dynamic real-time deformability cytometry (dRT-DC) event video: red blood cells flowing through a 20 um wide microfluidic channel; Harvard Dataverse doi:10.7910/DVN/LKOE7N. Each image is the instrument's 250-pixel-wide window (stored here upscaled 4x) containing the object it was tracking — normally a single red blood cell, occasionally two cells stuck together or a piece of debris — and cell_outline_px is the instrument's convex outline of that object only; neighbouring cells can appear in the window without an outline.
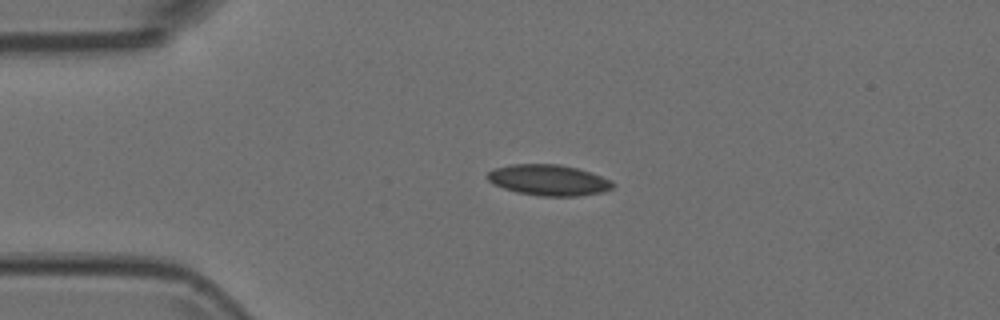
{"species": "Egyptian fruit bat (a non-hibernating species)", "species_latin": "Rousettus aegyptiacus", "temperature_condition": "room temperature", "stored_images_in_passage": 5, "camera_frame_rate_fps": 3000, "um_per_image_px": 0.085, "animal": {"sex": "female"}, "frame": {"image": 1, "passage_image": 3, "time_ms": 0.667, "image_size_px": [1000, 320], "cell_outline_px": [[616, 184], [612, 188], [604, 192], [576, 196], [540, 196], [516, 192], [504, 188], [488, 180], [484, 176], [488, 172], [496, 168], [512, 164], [556, 164], [576, 168], [612, 180]], "centroid_in_image_um": [46.64, 15.31], "position_along_channel_um": 38.4, "area_um2": 22.43}}
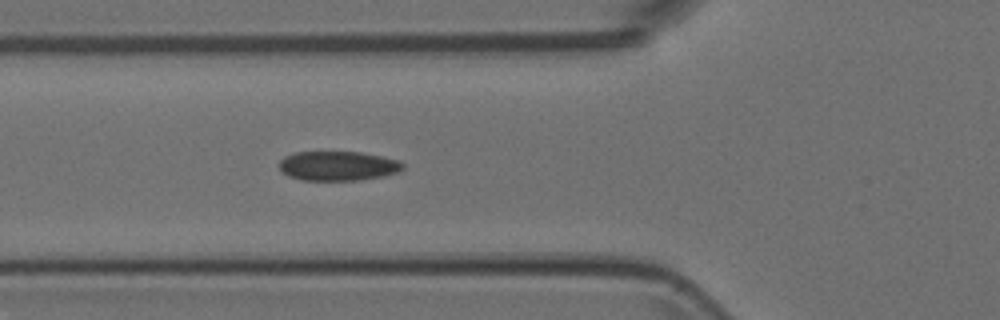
{"frame": {"image": 2, "passage_image": 5, "time_ms": 1.333, "image_size_px": [1000, 320], "cell_outline_px": [[404, 168], [396, 172], [384, 176], [360, 180], [300, 180], [288, 176], [280, 172], [280, 160], [284, 156], [296, 152], [360, 152], [400, 160], [404, 164]], "centroid_in_image_um": [28.71, 14.1], "position_along_channel_um": 97.1, "area_um2": 21.33}}